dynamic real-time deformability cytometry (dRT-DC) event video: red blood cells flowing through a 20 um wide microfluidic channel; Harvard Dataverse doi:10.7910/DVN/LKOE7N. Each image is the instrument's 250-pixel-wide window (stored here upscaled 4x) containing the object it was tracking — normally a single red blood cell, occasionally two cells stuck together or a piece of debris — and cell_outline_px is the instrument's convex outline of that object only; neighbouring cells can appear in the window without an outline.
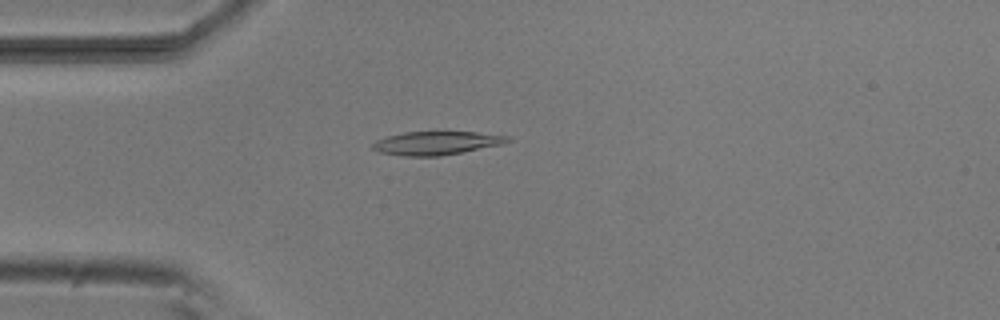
{"species": "common noctule bat (a hibernating species)", "species_latin": "Nyctalus noctula", "temperature_condition": "room temperature", "stored_images_in_passage": 51, "camera_frame_rate_fps": 3000, "um_per_image_px": 0.085, "animal": {"sex": "male", "body_mass_g": 20.5, "forearm_length_mm": 52.5}, "frame": {"image": 1, "passage_image": 13, "time_ms": 4.0, "image_size_px": [1000, 320], "cell_outline_px": [[512, 140], [500, 144], [440, 156], [404, 156], [380, 152], [372, 148], [372, 144], [376, 140], [388, 136], [404, 132], [476, 132], [512, 136]], "centroid_in_image_um": [37.09, 12.15], "position_along_channel_um": 47.9, "area_um2": 18.21}}
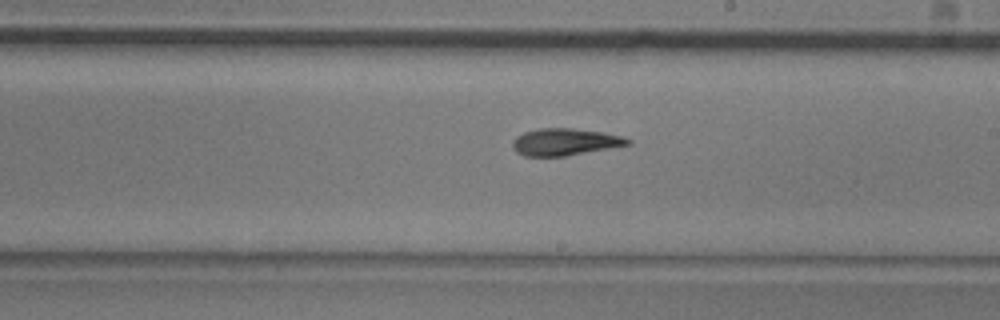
{"frame": {"image": 2, "passage_image": 29, "time_ms": 9.333, "image_size_px": [1000, 320], "cell_outline_px": [[632, 144], [564, 156], [524, 156], [516, 152], [512, 148], [512, 140], [516, 136], [524, 132], [540, 128], [572, 128], [600, 132], [624, 136], [632, 140]], "centroid_in_image_um": [48.0, 12.06], "position_along_channel_um": 241.0, "area_um2": 18.15}}
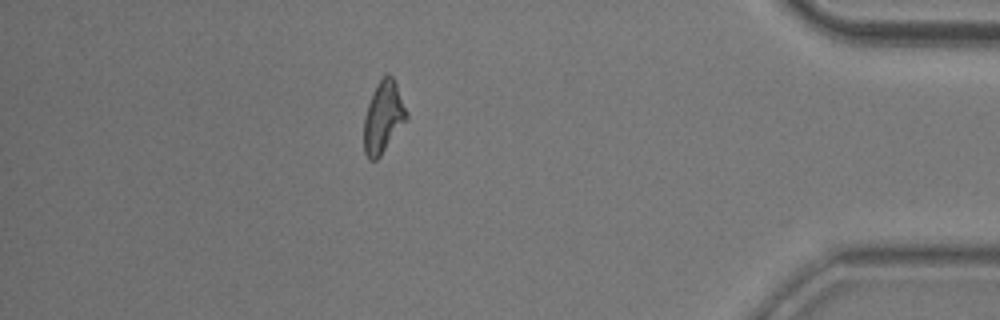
{"frame": {"image": 3, "passage_image": 45, "time_ms": 14.667, "image_size_px": [1000, 320], "cell_outline_px": [[408, 116], [380, 156], [376, 160], [368, 160], [364, 152], [364, 116], [368, 104], [376, 84], [388, 72], [392, 76], [396, 84], [408, 112]], "centroid_in_image_um": [32.56, 9.95], "position_along_channel_um": 402.6, "area_um2": 17.51}, "authors_computed_cell_mechanics": {"area_um2": 18.1492, "velocity_mm_per_s": 3.8387, "shape_relaxation_time_tau1_ms": 3.5908, "shape_relaxation_time_tau2_ms": 2.9729, "deformation_change_tau1": 0.1673, "deformation_change_tau2": 0.1109}}